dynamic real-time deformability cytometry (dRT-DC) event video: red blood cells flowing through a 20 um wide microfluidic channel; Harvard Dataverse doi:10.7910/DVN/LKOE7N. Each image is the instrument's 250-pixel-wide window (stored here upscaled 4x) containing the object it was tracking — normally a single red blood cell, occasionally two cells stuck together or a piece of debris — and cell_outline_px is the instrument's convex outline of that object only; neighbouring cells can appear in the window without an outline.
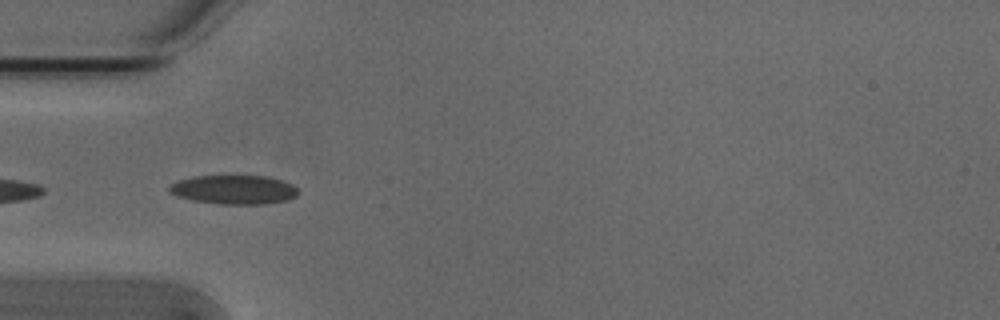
{"species": "Egyptian fruit bat (a non-hibernating species)", "species_latin": "Rousettus aegyptiacus", "temperature_condition": "cold", "stored_images_in_passage": 28, "camera_frame_rate_fps": 3000, "um_per_image_px": 0.085, "animal": {"sex": "male"}, "frame": {"image": 1, "passage_image": 13, "time_ms": 4.0, "image_size_px": [1000, 320], "cell_outline_px": [[300, 192], [296, 196], [288, 200], [264, 204], [220, 204], [192, 200], [176, 196], [168, 192], [168, 188], [172, 184], [180, 180], [196, 176], [268, 176], [292, 184]], "centroid_in_image_um": [19.9, 16.13], "position_along_channel_um": 65.1, "area_um2": 21.79}}
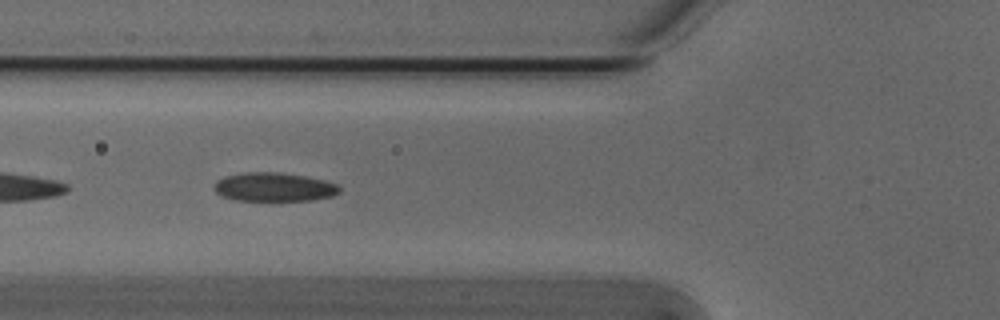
{"frame": {"image": 2, "passage_image": 16, "time_ms": 5.0, "image_size_px": [1000, 320], "cell_outline_px": [[340, 192], [332, 196], [312, 200], [236, 200], [224, 196], [216, 192], [212, 188], [212, 184], [216, 180], [224, 176], [244, 172], [280, 172], [304, 176], [324, 180], [340, 184]], "centroid_in_image_um": [23.28, 15.88], "position_along_channel_um": 102.5, "area_um2": 21.15}}
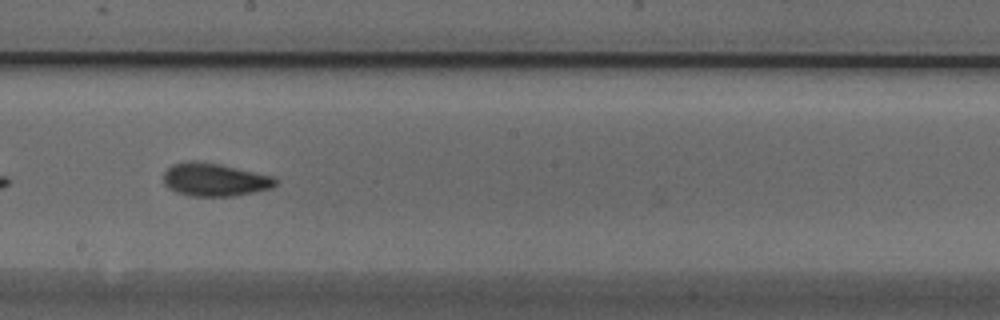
{"frame": {"image": 3, "passage_image": 26, "time_ms": 8.333, "image_size_px": [1000, 320], "cell_outline_px": [[280, 180], [272, 188], [232, 196], [192, 196], [176, 192], [168, 188], [164, 184], [164, 172], [172, 164], [188, 160], [196, 160], [220, 164], [272, 176]], "centroid_in_image_um": [18.23, 15.26], "position_along_channel_um": 230.0, "area_um2": 21.62}}